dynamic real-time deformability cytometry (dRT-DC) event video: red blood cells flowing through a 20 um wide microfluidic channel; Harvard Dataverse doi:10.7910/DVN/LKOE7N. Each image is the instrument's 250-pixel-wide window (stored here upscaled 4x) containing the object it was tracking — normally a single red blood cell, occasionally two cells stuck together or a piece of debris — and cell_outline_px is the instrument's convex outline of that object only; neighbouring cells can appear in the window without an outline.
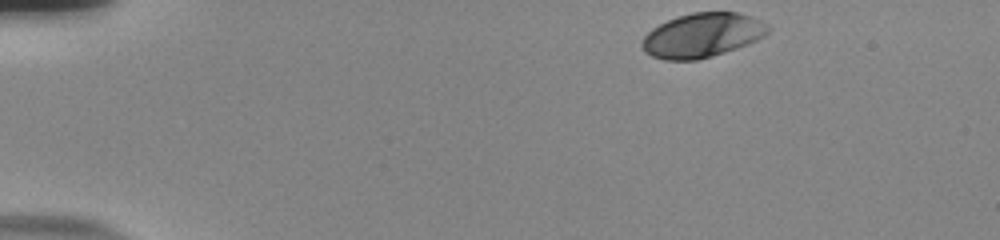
{"species": "human", "species_latin": "Homo sapiens", "temperature_condition": "room temperature", "stored_images_in_passage": 42, "camera_frame_rate_fps": 3000, "um_per_image_px": 0.085, "donor": {"sex": "male"}, "frame": {"image": 1, "passage_image": 1, "time_ms": 0.0, "image_size_px": [1000, 240], "cell_outline_px": [[772, 28], [764, 36], [748, 44], [712, 56], [696, 60], [664, 60], [652, 56], [644, 52], [640, 44], [644, 36], [652, 28], [676, 16], [692, 12], [736, 12], [760, 20], [768, 24]], "centroid_in_image_um": [59.68, 3.0], "position_along_channel_um": 25.3, "area_um2": 32.54}}
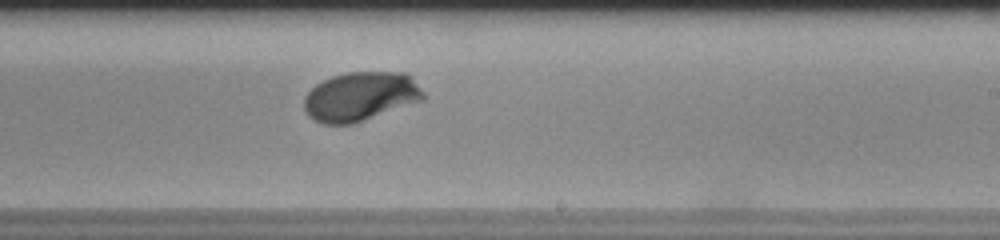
{"frame": {"image": 2, "passage_image": 28, "time_ms": 9.0, "image_size_px": [1000, 240], "cell_outline_px": [[424, 100], [352, 124], [324, 124], [308, 116], [304, 108], [304, 96], [316, 84], [332, 76], [348, 72], [404, 72], [412, 76], [424, 92]], "centroid_in_image_um": [30.66, 8.19], "position_along_channel_um": 258.3, "area_um2": 34.16}}
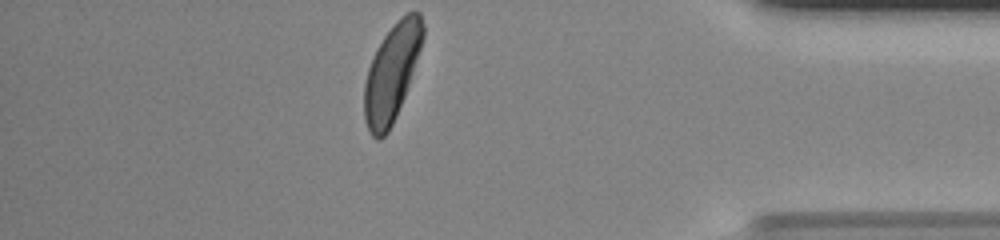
{"frame": {"image": 3, "passage_image": 42, "time_ms": 13.667, "image_size_px": [1000, 240], "cell_outline_px": [[424, 36], [404, 96], [396, 116], [388, 132], [380, 140], [376, 140], [368, 132], [364, 120], [364, 84], [368, 68], [372, 56], [376, 48], [384, 36], [396, 20], [400, 16], [408, 12], [420, 12], [424, 24]], "centroid_in_image_um": [33.27, 6.19], "position_along_channel_um": 401.9, "area_um2": 33.0}, "authors_computed_cell_mechanics": {"area_um2": 32.9749, "velocity_mm_per_s": 3.6913, "shape_relaxation_time_tau1_ms": 2.5482, "shape_relaxation_time_tau2_ms": null, "deformation_change_tau1": 0.1358, "deformation_change_tau2": null}}